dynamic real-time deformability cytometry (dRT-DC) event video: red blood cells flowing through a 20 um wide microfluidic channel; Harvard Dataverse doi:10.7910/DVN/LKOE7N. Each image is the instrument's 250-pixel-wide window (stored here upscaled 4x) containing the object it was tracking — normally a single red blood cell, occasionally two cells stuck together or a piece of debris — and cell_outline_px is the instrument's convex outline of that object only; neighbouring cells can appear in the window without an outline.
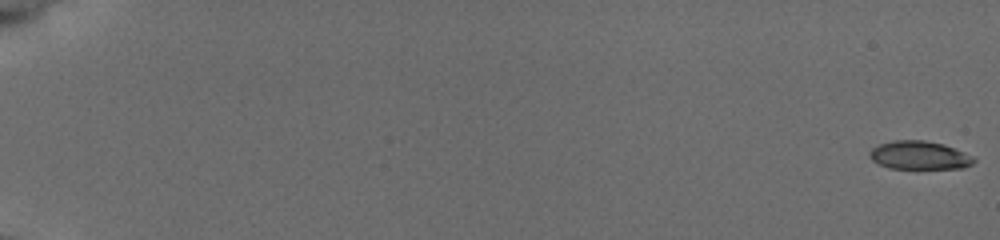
{"species": "common noctule bat (a hibernating species)", "species_latin": "Nyctalus noctula", "temperature_condition": "cold", "stored_images_in_passage": 14, "camera_frame_rate_fps": 3000, "um_per_image_px": 0.085, "animal": {"sex": "female", "body_mass_g": 19.5, "forearm_length_mm": 54.1}, "frame": {"image": 1, "passage_image": 1, "time_ms": 0.0, "image_size_px": [1000, 240], "cell_outline_px": [[976, 160], [972, 164], [964, 168], [888, 168], [872, 160], [868, 156], [868, 152], [872, 148], [880, 144], [892, 140], [924, 140], [944, 144], [964, 152], [972, 156]], "centroid_in_image_um": [78.13, 13.19], "position_along_channel_um": 6.9, "area_um2": 17.22}}
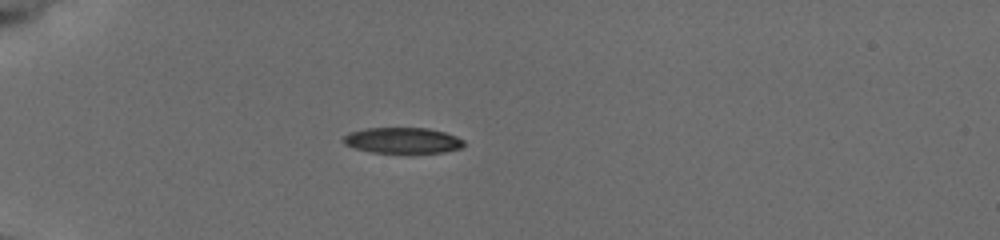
{"frame": {"image": 2, "passage_image": 12, "time_ms": 3.667, "image_size_px": [1000, 240], "cell_outline_px": [[464, 144], [460, 148], [444, 152], [372, 152], [356, 148], [344, 144], [340, 140], [348, 132], [364, 128], [428, 128], [444, 132], [456, 136], [464, 140]], "centroid_in_image_um": [34.18, 11.92], "position_along_channel_um": 50.8, "area_um2": 18.03}}
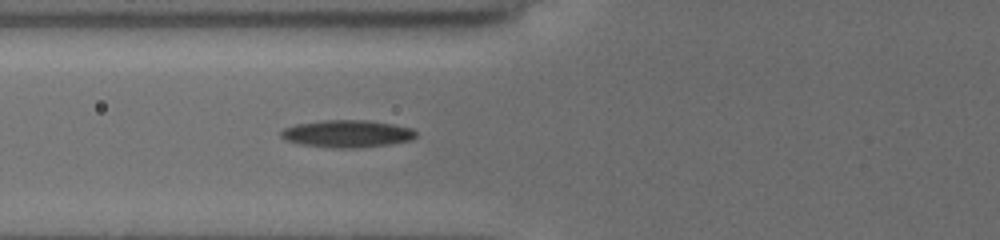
{"frame": {"image": 3, "passage_image": 14, "time_ms": 4.333, "image_size_px": [1000, 240], "cell_outline_px": [[416, 136], [412, 140], [388, 144], [360, 148], [332, 148], [300, 144], [284, 140], [280, 136], [280, 132], [284, 128], [296, 124], [324, 120], [372, 120], [412, 128], [416, 132]], "centroid_in_image_um": [29.49, 11.37], "position_along_channel_um": 96.3, "area_um2": 21.68}}